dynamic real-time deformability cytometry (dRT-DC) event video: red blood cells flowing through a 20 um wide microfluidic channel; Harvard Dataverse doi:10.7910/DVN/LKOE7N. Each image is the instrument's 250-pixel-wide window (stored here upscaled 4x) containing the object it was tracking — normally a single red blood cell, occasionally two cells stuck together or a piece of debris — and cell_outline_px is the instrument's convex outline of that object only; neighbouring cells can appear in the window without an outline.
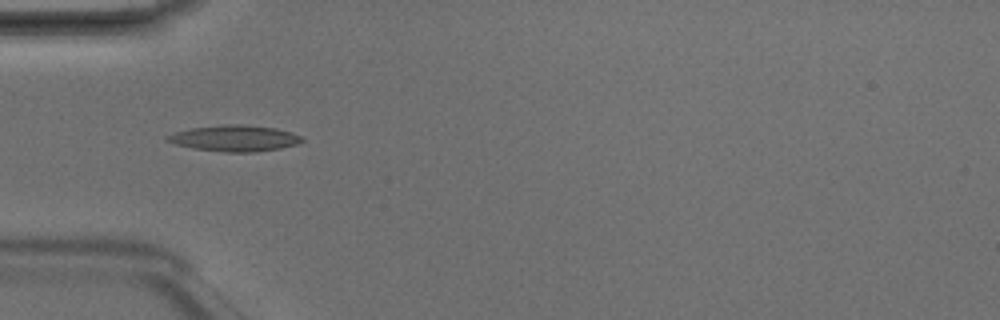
{"species": "Egyptian fruit bat (a non-hibernating species)", "species_latin": "Rousettus aegyptiacus", "temperature_condition": "room temperature", "stored_images_in_passage": 5, "camera_frame_rate_fps": 3000, "um_per_image_px": 0.085, "animal": {"sex": "male"}, "frame": {"image": 1, "passage_image": 5, "time_ms": 1.333, "image_size_px": [1000, 320], "cell_outline_px": [[304, 140], [296, 144], [280, 148], [252, 152], [224, 152], [192, 148], [176, 144], [164, 140], [164, 136], [176, 132], [192, 128], [224, 124], [240, 124], [276, 128], [300, 136]], "centroid_in_image_um": [19.89, 11.75], "position_along_channel_um": 65.1, "area_um2": 20.29}}